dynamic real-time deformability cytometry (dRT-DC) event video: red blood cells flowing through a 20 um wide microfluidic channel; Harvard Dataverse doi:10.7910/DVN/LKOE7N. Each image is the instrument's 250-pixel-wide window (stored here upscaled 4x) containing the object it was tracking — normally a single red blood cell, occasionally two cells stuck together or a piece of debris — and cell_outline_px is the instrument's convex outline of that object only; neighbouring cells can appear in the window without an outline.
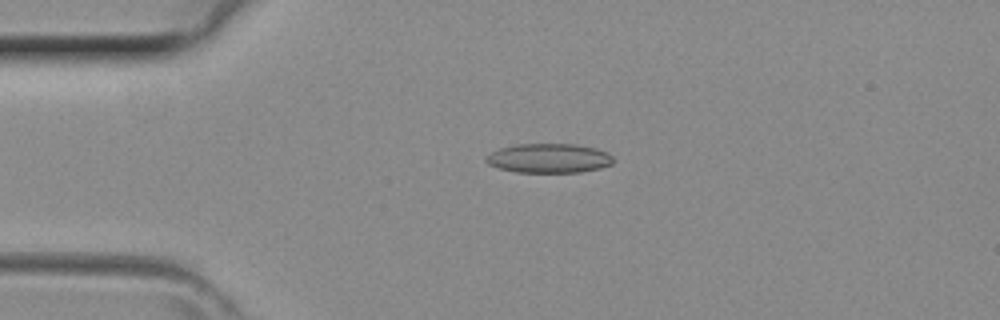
{"species": "common noctule bat (a hibernating species)", "species_latin": "Nyctalus noctula", "temperature_condition": "room temperature", "stored_images_in_passage": 42, "camera_frame_rate_fps": 3000, "um_per_image_px": 0.085, "animal": {"sex": "female", "body_mass_g": 29.2, "forearm_length_mm": 56.3}, "frame": {"image": 1, "passage_image": 10, "time_ms": 3.0, "image_size_px": [1000, 320], "cell_outline_px": [[612, 164], [600, 168], [580, 172], [516, 172], [500, 168], [488, 164], [484, 160], [492, 152], [500, 148], [516, 144], [576, 144], [596, 148], [608, 152], [612, 156]], "centroid_in_image_um": [46.68, 13.44], "position_along_channel_um": 38.3, "area_um2": 21.68}}
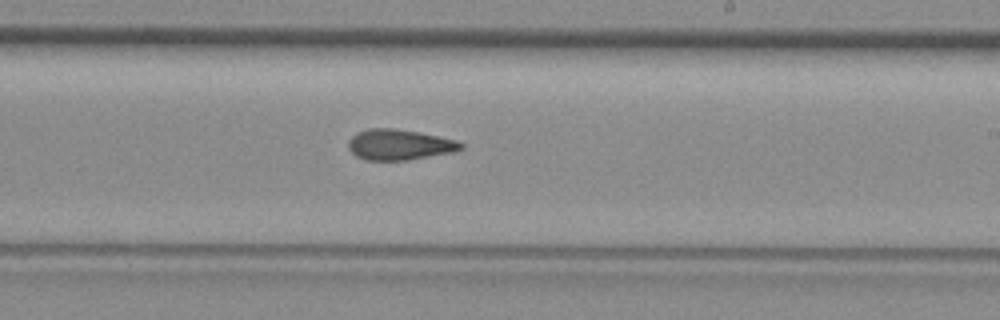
{"frame": {"image": 2, "passage_image": 25, "time_ms": 8.0, "image_size_px": [1000, 320], "cell_outline_px": [[464, 148], [456, 152], [408, 160], [364, 160], [356, 156], [348, 148], [348, 140], [356, 132], [368, 128], [392, 128], [416, 132], [456, 140], [464, 144]], "centroid_in_image_um": [33.94, 12.3], "position_along_channel_um": 255.1, "area_um2": 20.17}}
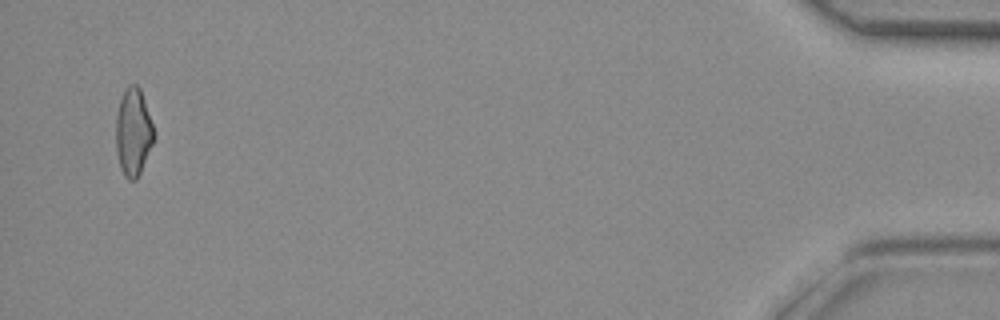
{"frame": {"image": 3, "passage_image": 41, "time_ms": 13.333, "image_size_px": [1000, 320], "cell_outline_px": [[152, 144], [140, 172], [136, 180], [128, 180], [124, 176], [120, 168], [116, 148], [116, 116], [120, 100], [128, 84], [136, 84], [140, 88], [152, 124]], "centroid_in_image_um": [11.29, 11.24], "position_along_channel_um": 423.9, "area_um2": 18.9}}